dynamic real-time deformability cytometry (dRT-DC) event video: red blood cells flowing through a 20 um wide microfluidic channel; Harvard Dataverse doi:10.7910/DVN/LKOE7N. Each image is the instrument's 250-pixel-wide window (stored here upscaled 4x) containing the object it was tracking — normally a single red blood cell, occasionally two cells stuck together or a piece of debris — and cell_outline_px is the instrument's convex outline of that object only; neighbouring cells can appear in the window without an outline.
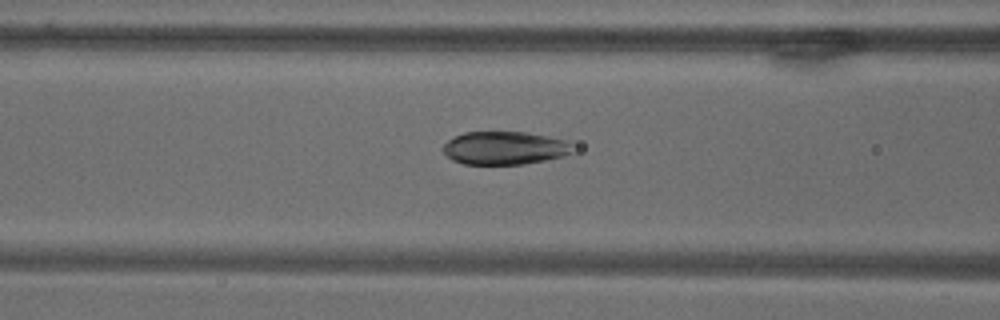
{"species": "common noctule bat (a hibernating species)", "species_latin": "Nyctalus noctula", "temperature_condition": "warm", "stored_images_in_passage": 72, "camera_frame_rate_fps": 3000, "um_per_image_px": 0.085, "animal": {"sex": "male", "body_mass_g": 18.8}, "frame": {"image": 1, "passage_image": 30, "time_ms": 9.667, "image_size_px": [1000, 320], "cell_outline_px": [[576, 152], [564, 156], [524, 164], [464, 164], [452, 160], [440, 148], [448, 140], [464, 132], [528, 132], [564, 140], [572, 144]], "centroid_in_image_um": [42.91, 12.58], "position_along_channel_um": 123.7, "area_um2": 25.14}}
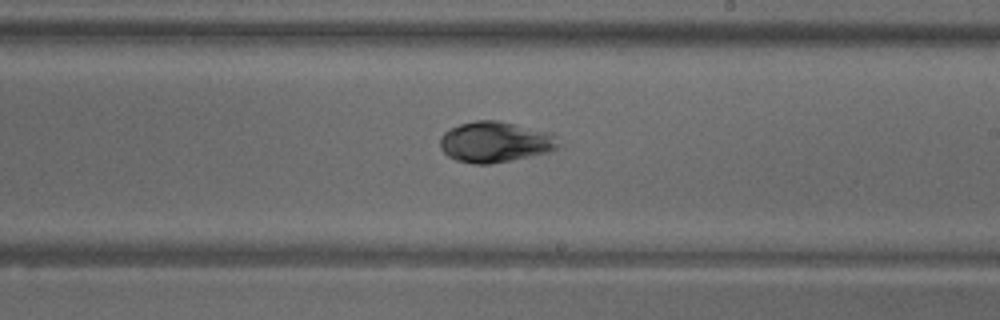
{"frame": {"image": 2, "passage_image": 43, "time_ms": 14.0, "image_size_px": [1000, 320], "cell_outline_px": [[564, 144], [548, 152], [488, 164], [472, 164], [456, 160], [448, 156], [440, 148], [440, 136], [444, 132], [460, 124], [476, 120], [496, 120], [552, 132]], "centroid_in_image_um": [42.11, 12.06], "position_along_channel_um": 246.9, "area_um2": 28.15}}
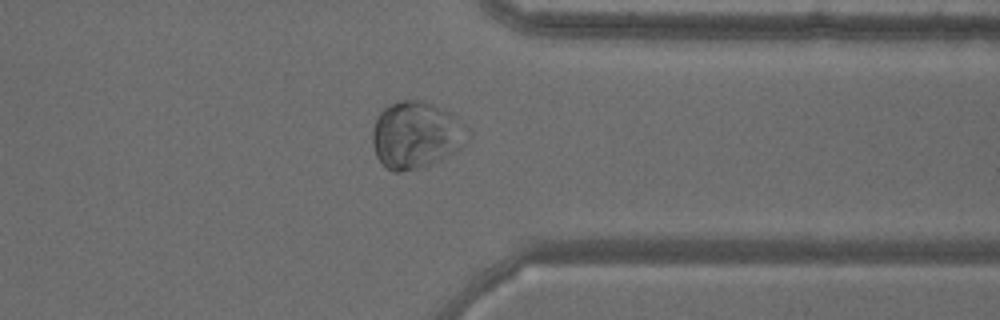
{"frame": {"image": 3, "passage_image": 57, "time_ms": 18.667, "image_size_px": [1000, 320], "cell_outline_px": [[456, 148], [452, 152], [440, 160], [424, 168], [400, 172], [392, 172], [376, 156], [372, 144], [372, 128], [380, 112], [384, 108], [400, 100], [424, 100], [452, 112], [456, 116]], "centroid_in_image_um": [35.14, 11.47], "position_along_channel_um": 376.3, "area_um2": 35.32}}